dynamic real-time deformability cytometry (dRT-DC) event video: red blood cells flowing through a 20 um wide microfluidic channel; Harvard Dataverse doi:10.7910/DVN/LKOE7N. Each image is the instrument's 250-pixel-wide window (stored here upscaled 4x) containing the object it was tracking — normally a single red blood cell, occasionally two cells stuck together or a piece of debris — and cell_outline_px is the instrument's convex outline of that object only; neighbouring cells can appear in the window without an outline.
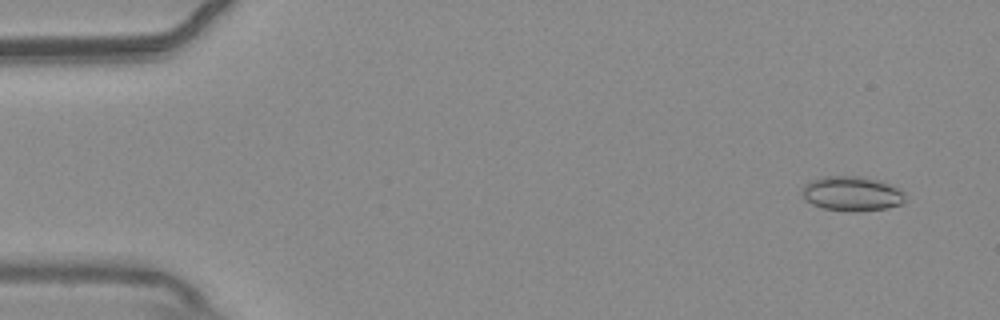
{"species": "common noctule bat (a hibernating species)", "species_latin": "Nyctalus noctula", "temperature_condition": "warm", "stored_images_in_passage": 55, "camera_frame_rate_fps": 3000, "um_per_image_px": 0.085, "animal": {"sex": "male", "body_mass_g": 20.4}, "frame": {"image": 1, "passage_image": 4, "time_ms": 1.0, "image_size_px": [1000, 320], "cell_outline_px": [[908, 200], [900, 204], [888, 208], [824, 208], [812, 204], [804, 200], [800, 188], [804, 184], [812, 180], [824, 176], [860, 176], [880, 180], [904, 192]], "centroid_in_image_um": [72.38, 16.4], "position_along_channel_um": 12.6, "area_um2": 20.11}}
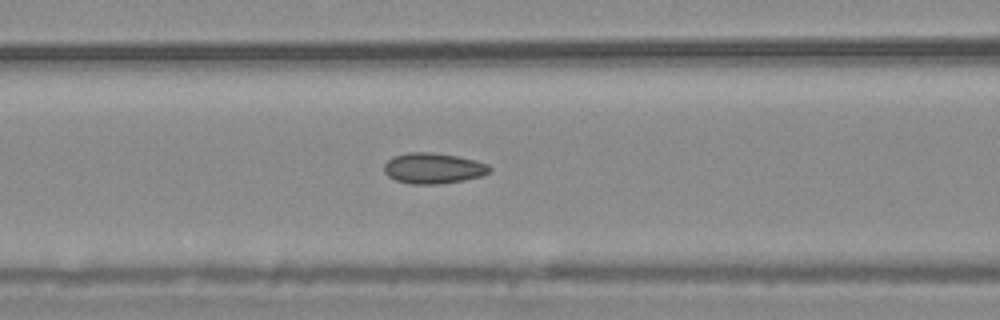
{"frame": {"image": 2, "passage_image": 23, "time_ms": 7.333, "image_size_px": [1000, 320], "cell_outline_px": [[492, 168], [488, 172], [480, 176], [464, 180], [436, 184], [412, 184], [396, 180], [388, 176], [384, 172], [384, 164], [392, 156], [408, 152], [432, 152], [456, 156], [488, 164]], "centroid_in_image_um": [36.78, 14.29], "position_along_channel_um": 129.8, "area_um2": 18.73}}
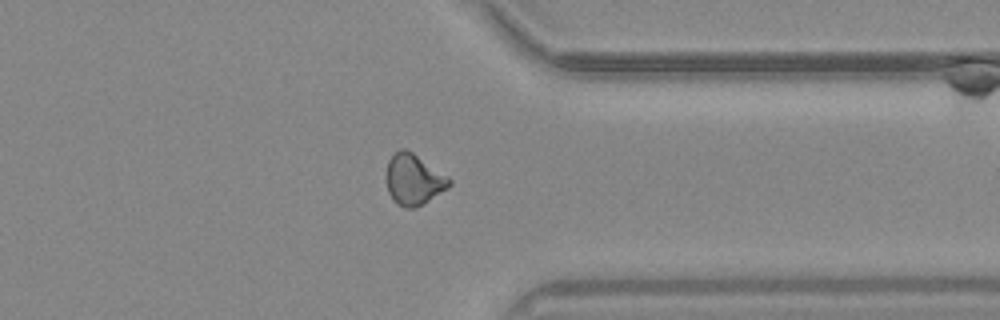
{"frame": {"image": 3, "passage_image": 43, "time_ms": 14.0, "image_size_px": [1000, 320], "cell_outline_px": [[452, 184], [448, 188], [416, 208], [404, 208], [396, 204], [392, 200], [388, 192], [384, 176], [388, 160], [400, 148], [404, 148], [412, 152], [448, 176], [452, 180]], "centroid_in_image_um": [35.13, 15.27], "position_along_channel_um": 376.3, "area_um2": 18.96}, "authors_computed_cell_mechanics": {"area_um2": 18.5538, "velocity_mm_per_s": 3.7505, "shape_relaxation_time_tau1_ms": 7.9104, "shape_relaxation_time_tau2_ms": 2.3144, "deformation_change_tau1": 0.1188, "deformation_change_tau2": 0.0652}}